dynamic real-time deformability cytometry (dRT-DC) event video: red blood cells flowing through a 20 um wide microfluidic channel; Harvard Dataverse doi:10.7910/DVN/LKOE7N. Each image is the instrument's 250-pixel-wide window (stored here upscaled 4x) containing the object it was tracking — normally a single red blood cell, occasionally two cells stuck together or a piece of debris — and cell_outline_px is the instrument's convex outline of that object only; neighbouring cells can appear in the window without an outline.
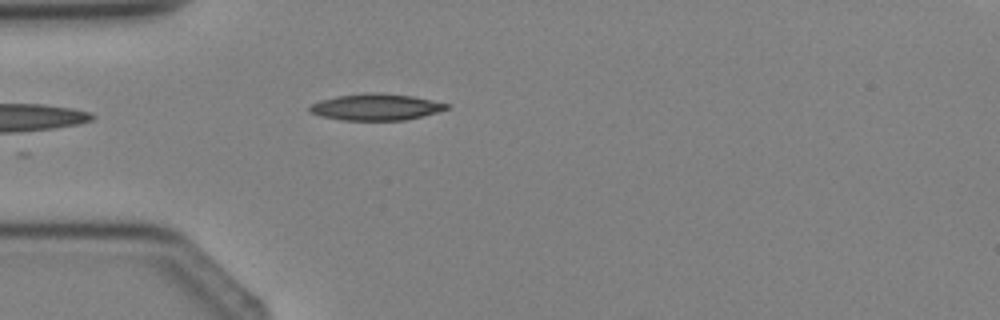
{"species": "Egyptian fruit bat (a non-hibernating species)", "species_latin": "Rousettus aegyptiacus", "temperature_condition": "cold", "stored_images_in_passage": 4, "camera_frame_rate_fps": 3000, "um_per_image_px": 0.085, "animal": {"sex": "female"}, "frame": {"image": 1, "passage_image": 4, "time_ms": 4.333, "image_size_px": [1000, 320], "cell_outline_px": [[448, 108], [436, 112], [404, 120], [344, 120], [320, 116], [308, 112], [308, 108], [312, 104], [320, 100], [336, 96], [368, 92], [380, 92], [412, 96], [448, 104]], "centroid_in_image_um": [31.88, 9.09], "position_along_channel_um": 53.1, "area_um2": 20.98}}